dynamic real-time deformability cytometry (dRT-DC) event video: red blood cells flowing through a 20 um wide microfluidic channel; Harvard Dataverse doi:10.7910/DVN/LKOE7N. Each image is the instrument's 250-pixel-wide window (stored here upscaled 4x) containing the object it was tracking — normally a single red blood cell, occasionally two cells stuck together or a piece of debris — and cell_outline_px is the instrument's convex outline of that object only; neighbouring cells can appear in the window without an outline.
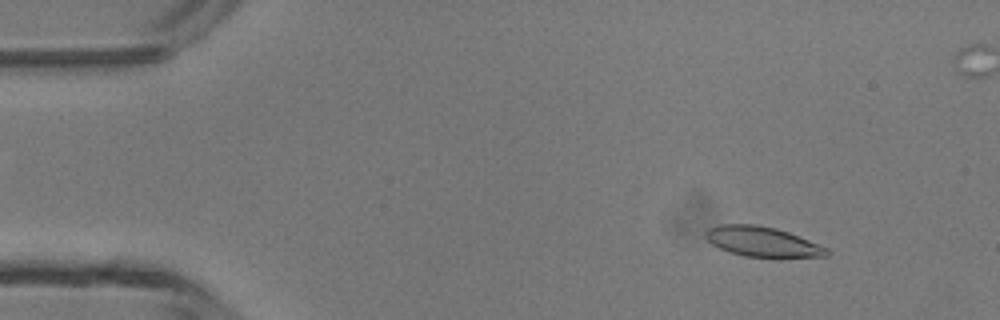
{"species": "common noctule bat (a hibernating species)", "species_latin": "Nyctalus noctula", "temperature_condition": "room temperature", "stored_images_in_passage": 48, "camera_frame_rate_fps": 3000, "um_per_image_px": 0.085, "animal": {"sex": "male", "body_mass_g": 13.3}, "frame": {"image": 1, "passage_image": 6, "time_ms": 1.667, "image_size_px": [1000, 320], "cell_outline_px": [[832, 252], [828, 256], [780, 260], [744, 256], [728, 252], [712, 244], [704, 236], [704, 232], [708, 228], [720, 224], [752, 224], [776, 228], [788, 232], [828, 248]], "centroid_in_image_um": [64.86, 20.6], "position_along_channel_um": 20.1, "area_um2": 22.08}}
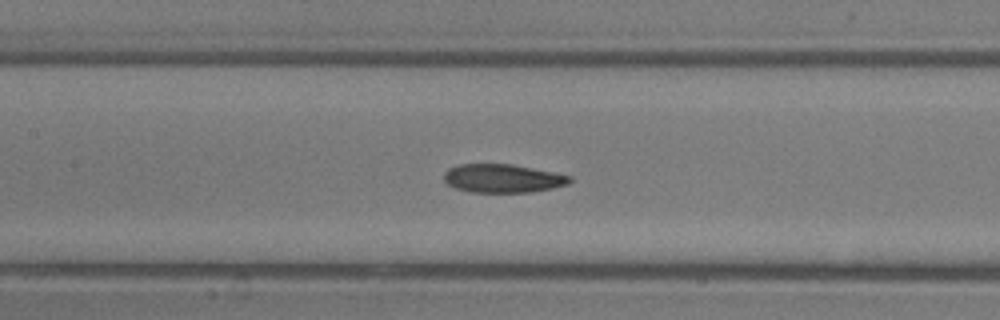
{"frame": {"image": 2, "passage_image": 22, "time_ms": 7.0, "image_size_px": [1000, 320], "cell_outline_px": [[572, 180], [568, 184], [552, 188], [532, 192], [472, 192], [456, 188], [448, 184], [444, 180], [444, 172], [448, 168], [460, 164], [512, 164], [572, 176]], "centroid_in_image_um": [42.73, 15.16], "position_along_channel_um": 164.7, "area_um2": 20.81}}
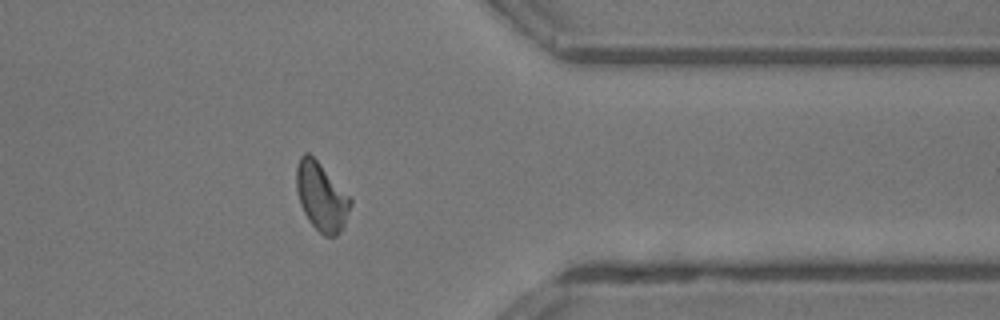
{"frame": {"image": 3, "passage_image": 38, "time_ms": 12.333, "image_size_px": [1000, 320], "cell_outline_px": [[352, 204], [344, 228], [336, 236], [324, 236], [308, 220], [300, 204], [296, 188], [296, 168], [300, 156], [304, 152], [308, 152], [320, 164], [352, 200]], "centroid_in_image_um": [27.31, 16.74], "position_along_channel_um": 384.1, "area_um2": 21.33}}